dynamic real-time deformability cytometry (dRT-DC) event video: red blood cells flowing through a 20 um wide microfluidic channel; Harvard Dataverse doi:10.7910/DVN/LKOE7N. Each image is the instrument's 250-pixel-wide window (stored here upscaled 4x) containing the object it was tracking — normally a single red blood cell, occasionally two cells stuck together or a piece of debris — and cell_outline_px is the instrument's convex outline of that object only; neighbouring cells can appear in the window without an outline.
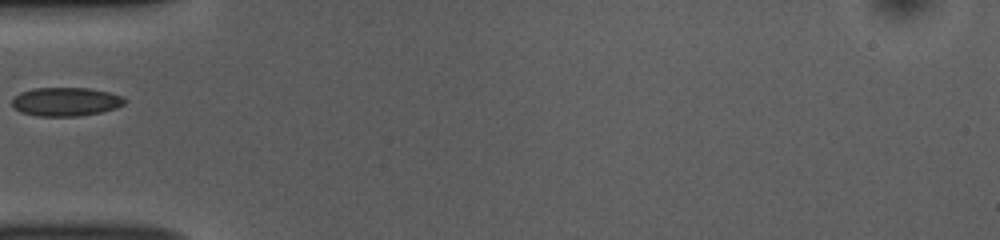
{"species": "common noctule bat (a hibernating species)", "species_latin": "Nyctalus noctula", "temperature_condition": "room temperature", "stored_images_in_passage": 36, "camera_frame_rate_fps": 3000, "um_per_image_px": 0.085, "animal": {"sex": "female", "body_mass_g": 10.0, "forearm_length_mm": 53.1}, "frame": {"image": 1, "passage_image": 1, "time_ms": 0.0, "image_size_px": [1000, 240], "cell_outline_px": [[128, 100], [124, 104], [116, 108], [100, 112], [80, 116], [36, 116], [20, 112], [12, 108], [12, 100], [20, 92], [32, 88], [88, 88], [108, 92], [120, 96]], "centroid_in_image_um": [5.56, 8.65], "position_along_channel_um": 79.4, "area_um2": 18.9}}
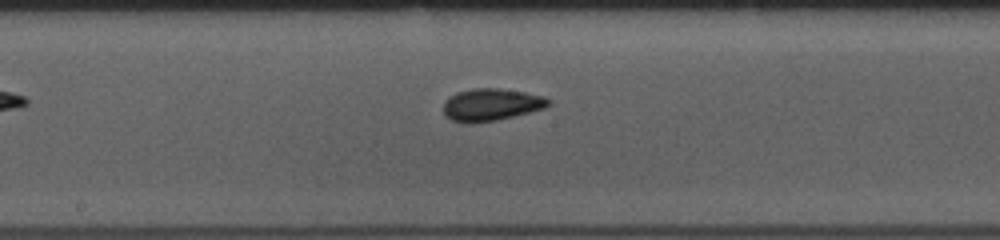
{"frame": {"image": 2, "passage_image": 11, "time_ms": 3.333, "image_size_px": [1000, 240], "cell_outline_px": [[552, 104], [544, 108], [496, 120], [472, 124], [464, 124], [452, 120], [444, 116], [444, 100], [448, 96], [456, 92], [472, 88], [500, 88], [524, 92], [544, 96], [552, 100]], "centroid_in_image_um": [41.72, 8.89], "position_along_channel_um": 206.5, "area_um2": 20.06}}
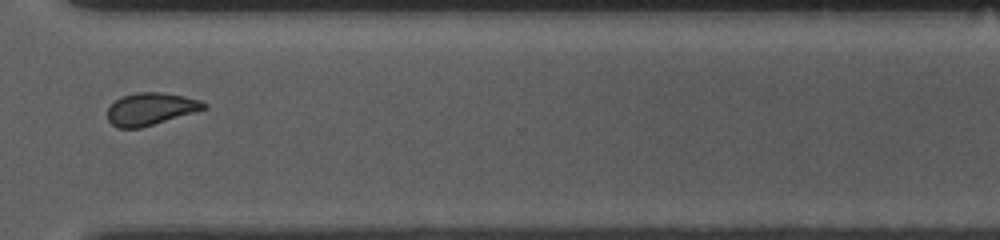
{"frame": {"image": 3, "passage_image": 23, "time_ms": 7.333, "image_size_px": [1000, 240], "cell_outline_px": [[208, 108], [140, 128], [116, 128], [108, 120], [108, 108], [120, 96], [136, 92], [160, 92], [184, 96], [200, 100], [208, 104]], "centroid_in_image_um": [12.8, 9.25], "position_along_channel_um": 357.8, "area_um2": 18.15}}